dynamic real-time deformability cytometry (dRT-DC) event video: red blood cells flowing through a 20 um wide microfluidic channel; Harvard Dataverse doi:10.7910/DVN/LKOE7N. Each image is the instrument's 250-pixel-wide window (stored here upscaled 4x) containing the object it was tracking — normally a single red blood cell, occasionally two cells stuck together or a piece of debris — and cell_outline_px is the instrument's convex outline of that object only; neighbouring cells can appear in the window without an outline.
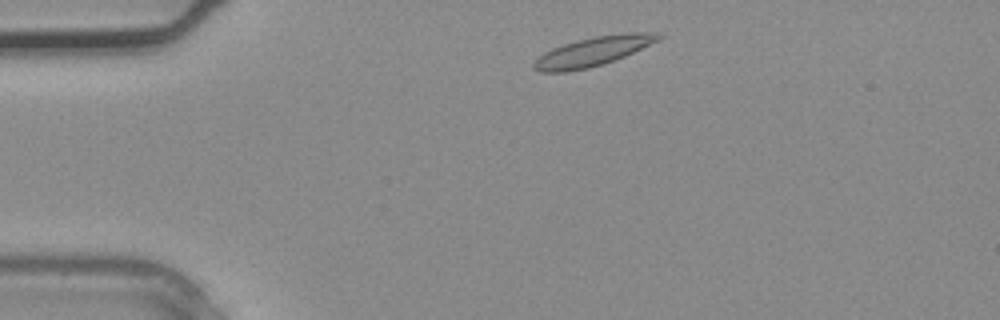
{"species": "common noctule bat (a hibernating species)", "species_latin": "Nyctalus noctula", "temperature_condition": "warm", "stored_images_in_passage": 2, "camera_frame_rate_fps": 3000, "um_per_image_px": 0.085, "animal": {"sex": "male", "body_mass_g": 20.4}, "frame": {"image": 1, "passage_image": 1, "time_ms": 0.0, "image_size_px": [1000, 320], "cell_outline_px": [[664, 36], [660, 40], [624, 56], [604, 64], [588, 68], [564, 72], [540, 72], [532, 68], [532, 64], [544, 52], [552, 48], [564, 44], [596, 36], [624, 32], [660, 32]], "centroid_in_image_um": [50.44, 4.36], "position_along_channel_um": 34.6, "area_um2": 21.21}}